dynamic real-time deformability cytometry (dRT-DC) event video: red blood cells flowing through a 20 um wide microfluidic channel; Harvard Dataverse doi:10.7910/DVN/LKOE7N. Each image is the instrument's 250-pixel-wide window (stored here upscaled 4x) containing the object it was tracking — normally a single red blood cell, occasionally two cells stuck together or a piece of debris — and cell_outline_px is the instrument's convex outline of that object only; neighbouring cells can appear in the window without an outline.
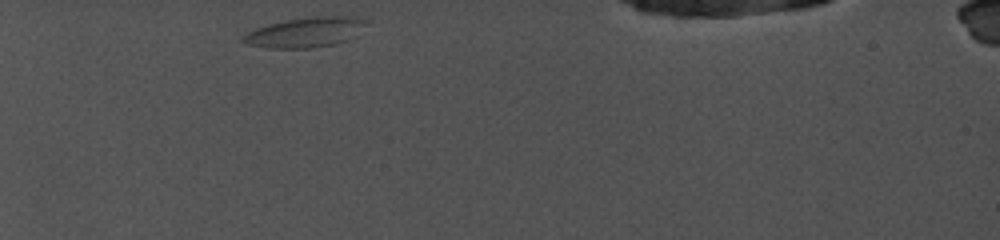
{"species": "common noctule bat (a hibernating species)", "species_latin": "Nyctalus noctula", "temperature_condition": "cold", "stored_images_in_passage": 29, "camera_frame_rate_fps": 5000, "um_per_image_px": 0.085, "animal": {"sex": "female", "body_mass_g": 19.0, "forearm_length_mm": 56.7}, "frame": {"image": 1, "passage_image": 1, "time_ms": 0.0, "image_size_px": [1000, 240], "cell_outline_px": [[364, 24], [356, 36], [348, 40], [332, 44], [312, 48], [268, 48], [248, 44], [240, 40], [240, 36], [256, 28], [268, 24], [284, 20], [316, 16], [352, 16], [364, 20]], "centroid_in_image_um": [25.9, 2.75], "position_along_channel_um": 59.1, "area_um2": 21.39}}
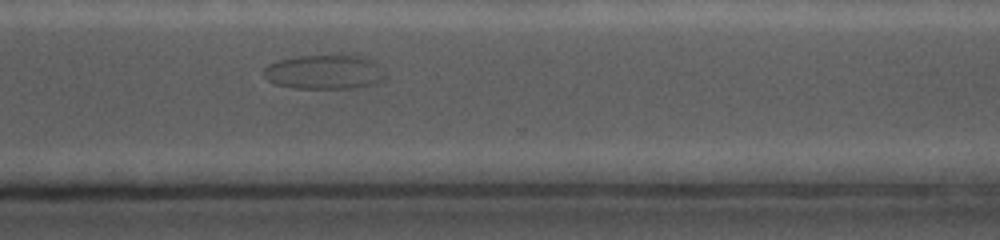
{"frame": {"image": 2, "passage_image": 23, "time_ms": 9.8, "image_size_px": [1000, 240], "cell_outline_px": [[384, 76], [380, 80], [368, 84], [352, 88], [300, 88], [276, 84], [268, 80], [264, 76], [264, 68], [268, 64], [280, 60], [300, 56], [364, 56], [380, 64]], "centroid_in_image_um": [27.55, 6.11], "position_along_channel_um": 343.0, "area_um2": 23.76}}
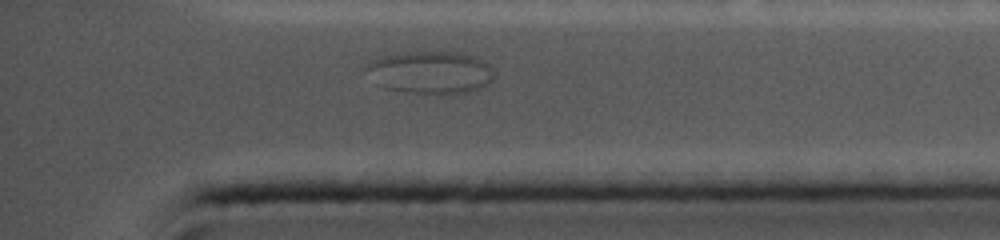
{"frame": {"image": 3, "passage_image": 27, "time_ms": 11.4, "image_size_px": [1000, 240], "cell_outline_px": [[492, 80], [488, 84], [472, 92], [420, 92], [388, 88], [364, 68], [364, 64], [380, 56], [404, 52], [448, 52], [472, 56], [488, 64], [492, 68]], "centroid_in_image_um": [36.61, 6.11], "position_along_channel_um": 398.6, "area_um2": 30.4}}